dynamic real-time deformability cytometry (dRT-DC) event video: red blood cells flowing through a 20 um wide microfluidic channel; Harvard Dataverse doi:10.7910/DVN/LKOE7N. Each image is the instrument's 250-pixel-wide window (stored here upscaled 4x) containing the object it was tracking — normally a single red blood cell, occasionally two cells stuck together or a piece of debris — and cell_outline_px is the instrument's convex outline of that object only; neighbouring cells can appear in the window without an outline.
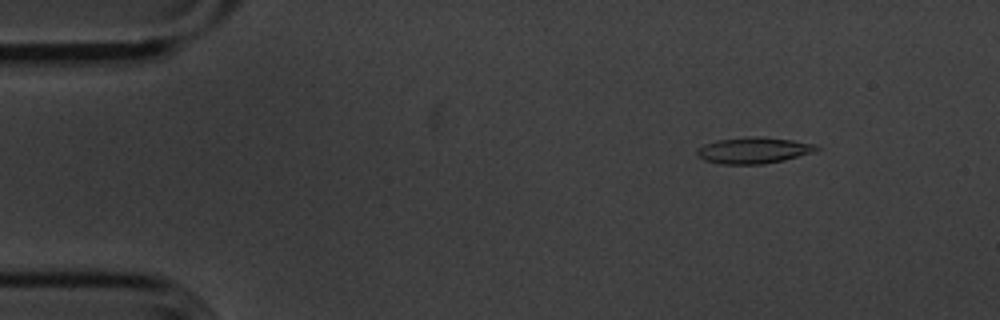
{"species": "common noctule bat (a hibernating species)", "species_latin": "Nyctalus noctula", "temperature_condition": "cold", "stored_images_in_passage": 55, "camera_frame_rate_fps": 3000, "um_per_image_px": 0.085, "animal": {"sex": "male", "body_mass_g": 20.1, "forearm_length_mm": 53.5}, "frame": {"image": 1, "passage_image": 7, "time_ms": 2.0, "image_size_px": [1000, 320], "cell_outline_px": [[820, 148], [816, 152], [784, 160], [764, 164], [720, 164], [704, 160], [696, 156], [696, 152], [704, 144], [716, 140], [748, 136], [756, 136], [792, 140], [816, 144]], "centroid_in_image_um": [64.07, 12.78], "position_along_channel_um": 20.9, "area_um2": 18.44}}
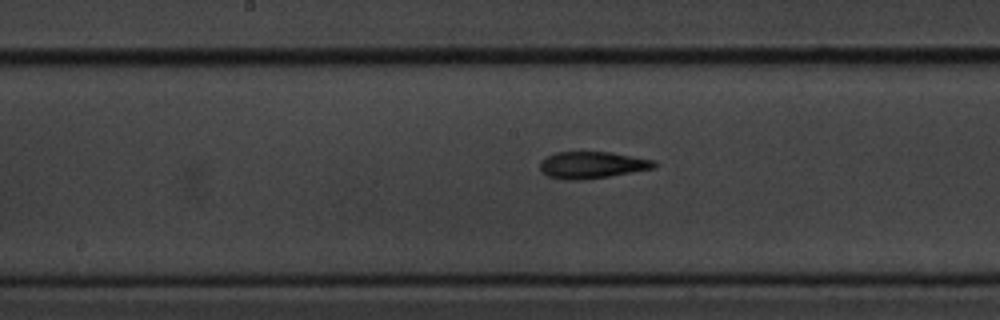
{"frame": {"image": 2, "passage_image": 28, "time_ms": 9.0, "image_size_px": [1000, 320], "cell_outline_px": [[656, 168], [584, 180], [568, 180], [548, 176], [540, 168], [540, 160], [556, 152], [612, 152], [656, 160]], "centroid_in_image_um": [50.36, 14.02], "position_along_channel_um": 197.8, "area_um2": 17.86}}
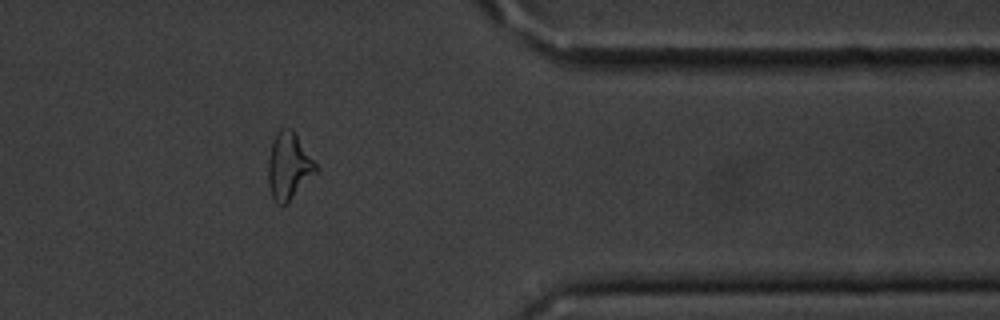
{"frame": {"image": 3, "passage_image": 45, "time_ms": 14.667, "image_size_px": [1000, 320], "cell_outline_px": [[320, 168], [288, 204], [276, 204], [272, 196], [268, 184], [268, 160], [272, 140], [276, 132], [280, 128], [292, 128]], "centroid_in_image_um": [24.55, 14.12], "position_along_channel_um": 386.9, "area_um2": 18.9}, "authors_computed_cell_mechanics": {"area_um2": 17.7446, "velocity_mm_per_s": 3.6273, "shape_relaxation_time_tau1_ms": 4.6289, "shape_relaxation_time_tau2_ms": 4.6013, "deformation_change_tau1": 0.1939, "deformation_change_tau2": 0.1636}}